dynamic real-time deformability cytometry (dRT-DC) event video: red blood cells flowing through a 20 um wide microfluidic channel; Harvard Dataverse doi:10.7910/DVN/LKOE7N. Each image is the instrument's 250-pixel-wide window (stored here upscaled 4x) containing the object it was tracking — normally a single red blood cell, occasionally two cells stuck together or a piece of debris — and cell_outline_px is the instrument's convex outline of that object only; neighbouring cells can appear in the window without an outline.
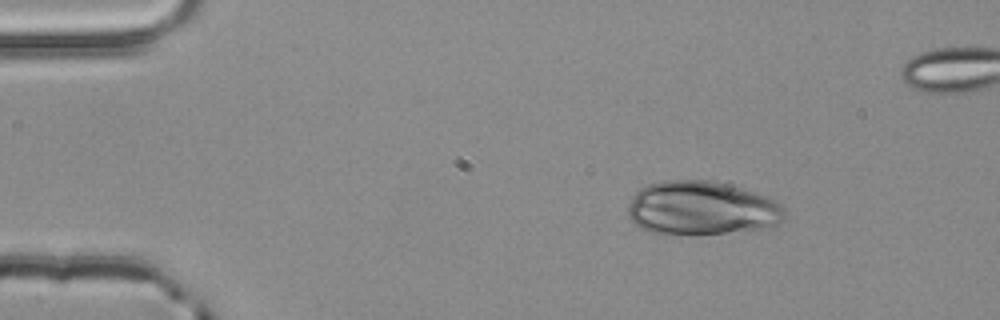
{"species": "common noctule bat (a hibernating species)", "species_latin": "Nyctalus noctula", "temperature_condition": "room temperature", "stored_images_in_passage": 46, "camera_frame_rate_fps": 3000, "um_per_image_px": 0.085, "animal": {"sex": "male", "body_mass_g": 20.4}, "frame": {"image": 1, "passage_image": 3, "time_ms": 0.667, "image_size_px": [1000, 320], "cell_outline_px": [[788, 216], [784, 220], [776, 224], [764, 228], [724, 232], [648, 232], [640, 228], [628, 216], [628, 204], [632, 196], [640, 188], [648, 184], [660, 180], [712, 180], [728, 184], [764, 196], [780, 204], [784, 208]], "centroid_in_image_um": [59.62, 17.66], "position_along_channel_um": 25.4, "area_um2": 48.44}}
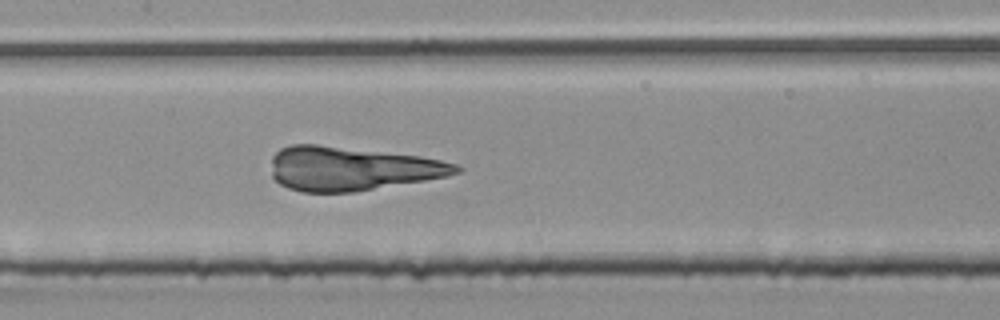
{"frame": {"image": 2, "passage_image": 21, "time_ms": 6.667, "image_size_px": [1000, 320], "cell_outline_px": [[464, 168], [460, 172], [448, 176], [356, 192], [300, 192], [288, 188], [280, 184], [272, 176], [272, 156], [280, 148], [292, 144], [316, 144], [420, 156], [440, 160], [456, 164]], "centroid_in_image_um": [29.88, 14.34], "position_along_channel_um": 177.5, "area_um2": 47.34}}
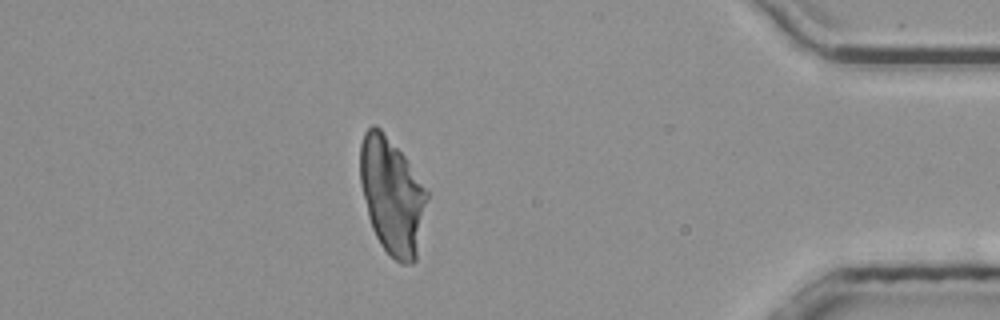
{"frame": {"image": 3, "passage_image": 42, "time_ms": 13.667, "image_size_px": [1000, 320], "cell_outline_px": [[428, 196], [416, 260], [412, 264], [400, 264], [380, 244], [372, 228], [368, 216], [360, 184], [360, 144], [364, 132], [372, 124], [376, 124], [380, 128], [404, 156], [428, 188]], "centroid_in_image_um": [33.32, 16.63], "position_along_channel_um": 401.9, "area_um2": 45.49}}